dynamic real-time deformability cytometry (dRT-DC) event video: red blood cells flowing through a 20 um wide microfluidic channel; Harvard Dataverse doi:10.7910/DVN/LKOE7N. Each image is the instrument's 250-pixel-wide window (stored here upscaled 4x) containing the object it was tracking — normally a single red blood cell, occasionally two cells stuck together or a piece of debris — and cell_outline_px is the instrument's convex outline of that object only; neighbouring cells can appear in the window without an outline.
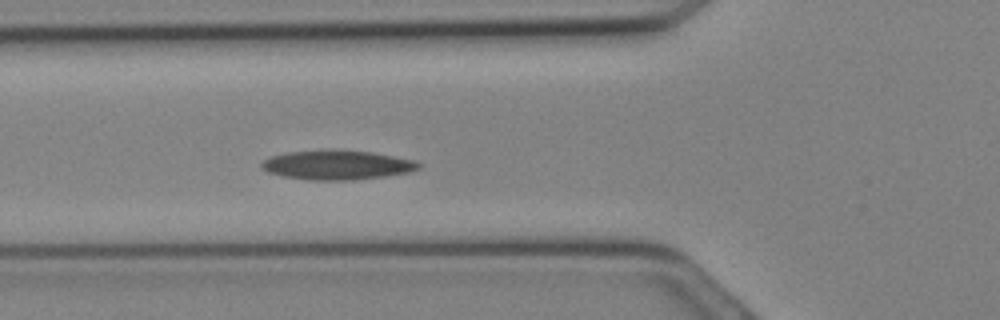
{"species": "Egyptian fruit bat (a non-hibernating species)", "species_latin": "Rousettus aegyptiacus", "temperature_condition": "cold", "stored_images_in_passage": 7, "camera_frame_rate_fps": 3000, "um_per_image_px": 0.085, "animal": {"sex": "female"}, "frame": {"image": 1, "passage_image": 7, "time_ms": 2.0, "image_size_px": [1000, 320], "cell_outline_px": [[424, 164], [420, 168], [408, 172], [384, 176], [356, 180], [308, 180], [284, 176], [268, 172], [260, 168], [260, 164], [264, 160], [272, 156], [288, 152], [328, 148], [372, 152], [416, 160]], "centroid_in_image_um": [28.67, 14.0], "position_along_channel_um": 97.1, "area_um2": 27.34}}